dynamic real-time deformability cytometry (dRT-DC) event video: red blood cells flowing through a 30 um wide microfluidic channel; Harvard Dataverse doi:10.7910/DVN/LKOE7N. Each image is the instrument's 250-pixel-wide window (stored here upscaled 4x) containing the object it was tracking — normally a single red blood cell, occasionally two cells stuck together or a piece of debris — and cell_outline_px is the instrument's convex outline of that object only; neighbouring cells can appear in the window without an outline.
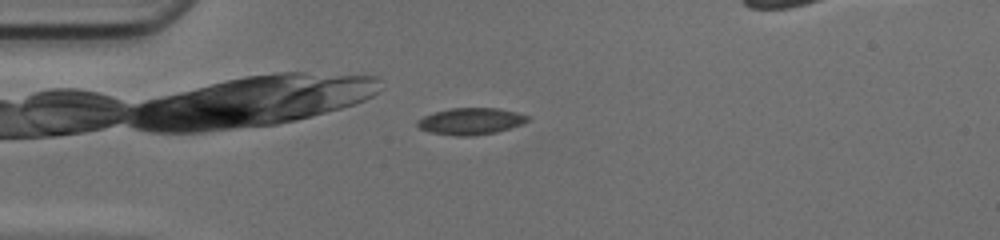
{"species": "common noctule bat (a hibernating species)", "species_latin": "Nyctalus noctula", "temperature_condition": "cold", "stored_images_in_passage": 37, "camera_frame_rate_fps": 3000, "um_per_image_px": 0.085, "animal": {"sex": "female", "body_mass_g": 17.0, "forearm_length_mm": 48.0}, "frame": {"image": 1, "passage_image": 8, "time_ms": 2.333, "image_size_px": [1000, 240], "cell_outline_px": [[532, 116], [524, 124], [496, 132], [472, 136], [456, 136], [432, 132], [420, 128], [416, 124], [416, 120], [432, 112], [452, 108], [500, 108]], "centroid_in_image_um": [40.04, 10.3], "position_along_channel_um": 45.0, "area_um2": 17.28}}
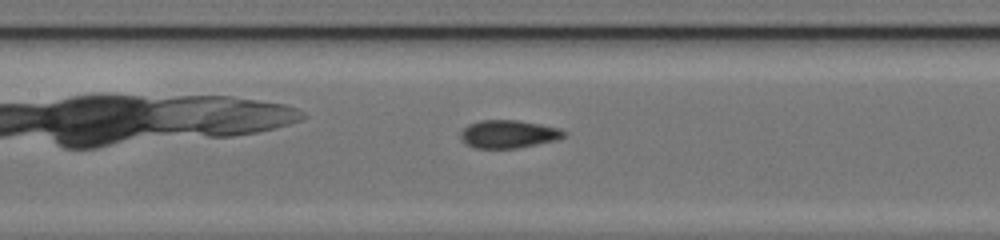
{"frame": {"image": 2, "passage_image": 18, "time_ms": 5.667, "image_size_px": [1000, 240], "cell_outline_px": [[568, 132], [560, 140], [516, 148], [476, 148], [460, 140], [460, 132], [468, 124], [480, 120], [520, 120], [560, 128]], "centroid_in_image_um": [43.25, 11.39], "position_along_channel_um": 164.2, "area_um2": 17.05}}
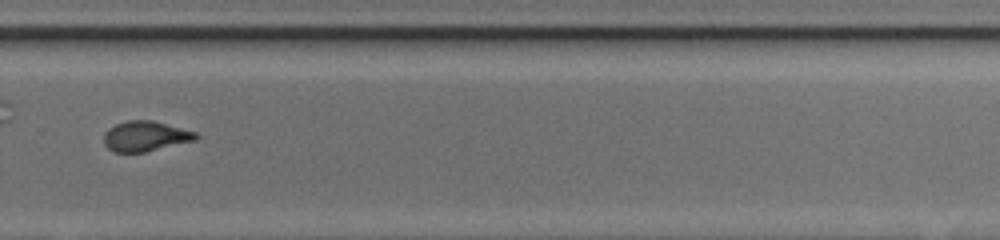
{"frame": {"image": 3, "passage_image": 29, "time_ms": 9.333, "image_size_px": [1000, 240], "cell_outline_px": [[200, 136], [196, 140], [144, 152], [112, 152], [104, 144], [104, 132], [108, 128], [116, 124], [128, 120], [152, 120], [196, 132]], "centroid_in_image_um": [12.34, 11.58], "position_along_channel_um": 317.5, "area_um2": 16.18}, "authors_computed_cell_mechanics": {"area_um2": 17.051, "velocity_mm_per_s": 4.1976, "shape_relaxation_time_tau1_ms": null, "shape_relaxation_time_tau2_ms": 1.7174, "deformation_change_tau1": null, "deformation_change_tau2": 0.0605}}